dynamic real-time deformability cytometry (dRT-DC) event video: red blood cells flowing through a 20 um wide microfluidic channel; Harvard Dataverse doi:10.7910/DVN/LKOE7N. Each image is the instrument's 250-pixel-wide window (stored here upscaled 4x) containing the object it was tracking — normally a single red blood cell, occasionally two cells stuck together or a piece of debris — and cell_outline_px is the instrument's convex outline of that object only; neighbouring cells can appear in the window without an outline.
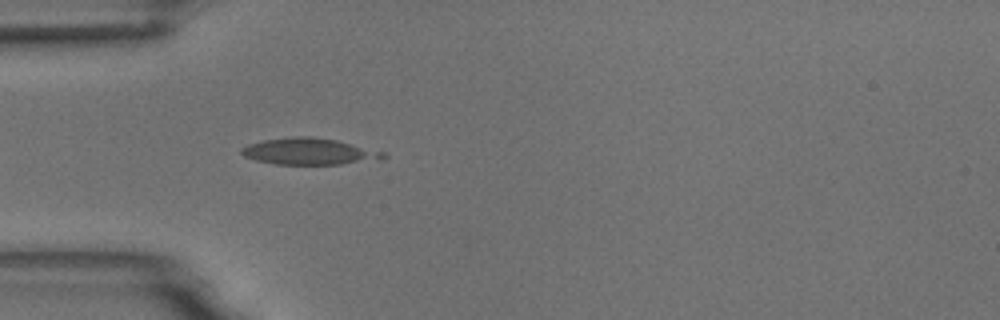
{"species": "common noctule bat (a hibernating species)", "species_latin": "Nyctalus noctula", "temperature_condition": "room temperature", "stored_images_in_passage": 8, "camera_frame_rate_fps": 3000, "um_per_image_px": 0.085, "animal": {"sex": "male", "body_mass_g": 18.8}, "frame": {"image": 1, "passage_image": 4, "time_ms": 1.0, "image_size_px": [1000, 320], "cell_outline_px": [[388, 156], [380, 160], [340, 164], [276, 164], [256, 160], [244, 156], [240, 152], [240, 148], [248, 144], [264, 140], [292, 136], [312, 136], [336, 140], [384, 152]], "centroid_in_image_um": [26.28, 12.87], "position_along_channel_um": 58.7, "area_um2": 21.91}}